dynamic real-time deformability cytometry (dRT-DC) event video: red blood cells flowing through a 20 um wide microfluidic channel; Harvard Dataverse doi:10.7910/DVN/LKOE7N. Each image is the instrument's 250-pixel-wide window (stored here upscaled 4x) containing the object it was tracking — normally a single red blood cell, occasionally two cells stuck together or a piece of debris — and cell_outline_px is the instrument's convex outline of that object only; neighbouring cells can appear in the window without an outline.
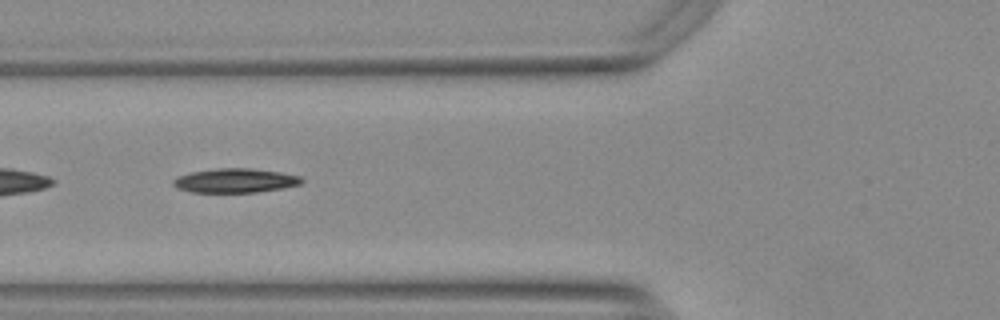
{"species": "Egyptian fruit bat (a non-hibernating species)", "species_latin": "Rousettus aegyptiacus", "temperature_condition": "warm", "stored_images_in_passage": 33, "camera_frame_rate_fps": 3000, "um_per_image_px": 0.085, "animal": {"sex": "female"}, "frame": {"image": 1, "passage_image": 6, "time_ms": 1.667, "image_size_px": [1000, 320], "cell_outline_px": [[304, 180], [300, 184], [280, 188], [256, 192], [192, 192], [176, 188], [172, 184], [172, 180], [176, 176], [192, 172], [216, 168], [252, 168], [280, 172], [300, 176]], "centroid_in_image_um": [19.95, 15.34], "position_along_channel_um": 105.9, "area_um2": 18.09}}